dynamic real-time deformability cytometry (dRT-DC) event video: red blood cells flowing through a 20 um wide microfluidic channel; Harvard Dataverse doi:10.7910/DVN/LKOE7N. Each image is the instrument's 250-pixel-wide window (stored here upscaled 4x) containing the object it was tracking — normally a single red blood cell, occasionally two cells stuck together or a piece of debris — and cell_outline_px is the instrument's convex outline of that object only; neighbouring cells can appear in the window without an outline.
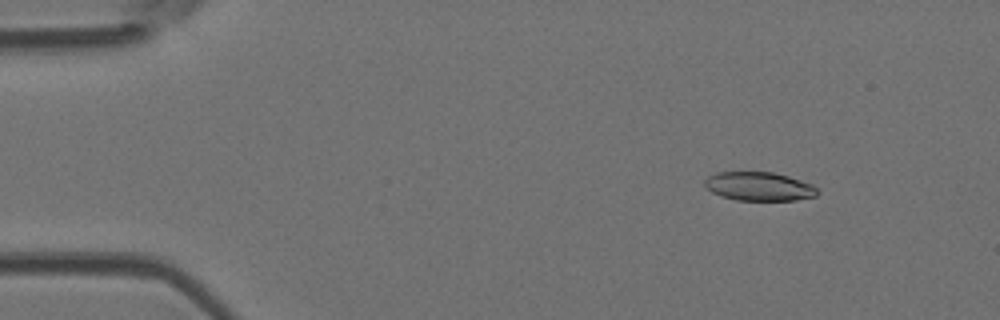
{"species": "Egyptian fruit bat (a non-hibernating species)", "species_latin": "Rousettus aegyptiacus", "temperature_condition": "room temperature", "stored_images_in_passage": 7, "camera_frame_rate_fps": 3000, "um_per_image_px": 0.085, "animal": {"sex": "female"}, "frame": {"image": 1, "passage_image": 2, "time_ms": 0.333, "image_size_px": [1000, 320], "cell_outline_px": [[820, 192], [816, 196], [796, 200], [736, 200], [712, 192], [704, 184], [704, 180], [708, 176], [716, 172], [772, 172], [788, 176], [812, 184]], "centroid_in_image_um": [64.54, 15.84], "position_along_channel_um": 20.5, "area_um2": 18.79}}
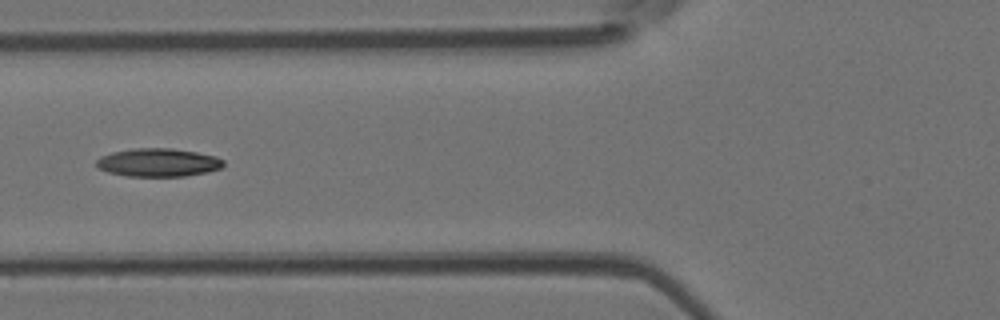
{"frame": {"image": 2, "passage_image": 5, "time_ms": 1.333, "image_size_px": [1000, 320], "cell_outline_px": [[224, 164], [220, 168], [208, 172], [184, 176], [128, 176], [108, 172], [96, 168], [96, 160], [100, 156], [112, 152], [132, 148], [172, 148], [196, 152], [216, 156], [224, 160]], "centroid_in_image_um": [13.42, 13.81], "position_along_channel_um": 112.4, "area_um2": 21.04}}
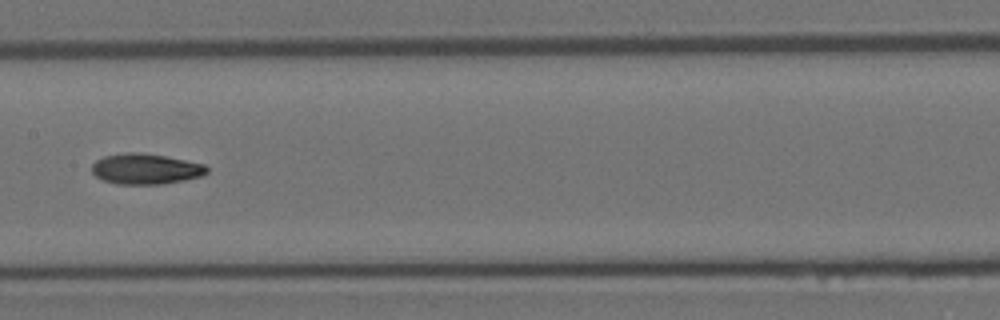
{"frame": {"image": 3, "passage_image": 7, "time_ms": 2.0, "image_size_px": [1000, 320], "cell_outline_px": [[208, 172], [204, 176], [164, 184], [116, 184], [104, 180], [96, 176], [92, 172], [92, 164], [96, 160], [104, 156], [128, 152], [140, 152], [164, 156], [204, 164], [208, 168]], "centroid_in_image_um": [12.39, 14.36], "position_along_channel_um": 195.0, "area_um2": 20.52}}